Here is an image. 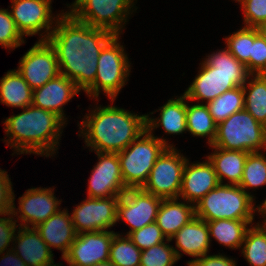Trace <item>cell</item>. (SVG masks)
Listing matches in <instances>:
<instances>
[{
	"label": "cell",
	"instance_id": "cell-46",
	"mask_svg": "<svg viewBox=\"0 0 266 266\" xmlns=\"http://www.w3.org/2000/svg\"><path fill=\"white\" fill-rule=\"evenodd\" d=\"M90 266H116V265H114L110 260H108L105 262L95 263Z\"/></svg>",
	"mask_w": 266,
	"mask_h": 266
},
{
	"label": "cell",
	"instance_id": "cell-17",
	"mask_svg": "<svg viewBox=\"0 0 266 266\" xmlns=\"http://www.w3.org/2000/svg\"><path fill=\"white\" fill-rule=\"evenodd\" d=\"M251 75H224L215 68L207 66L203 61L195 79L183 93L187 100L213 101L226 91L243 86Z\"/></svg>",
	"mask_w": 266,
	"mask_h": 266
},
{
	"label": "cell",
	"instance_id": "cell-38",
	"mask_svg": "<svg viewBox=\"0 0 266 266\" xmlns=\"http://www.w3.org/2000/svg\"><path fill=\"white\" fill-rule=\"evenodd\" d=\"M128 237L141 251L167 240L156 222L131 232Z\"/></svg>",
	"mask_w": 266,
	"mask_h": 266
},
{
	"label": "cell",
	"instance_id": "cell-16",
	"mask_svg": "<svg viewBox=\"0 0 266 266\" xmlns=\"http://www.w3.org/2000/svg\"><path fill=\"white\" fill-rule=\"evenodd\" d=\"M114 231H90L77 234L63 259L69 266H90L109 260Z\"/></svg>",
	"mask_w": 266,
	"mask_h": 266
},
{
	"label": "cell",
	"instance_id": "cell-34",
	"mask_svg": "<svg viewBox=\"0 0 266 266\" xmlns=\"http://www.w3.org/2000/svg\"><path fill=\"white\" fill-rule=\"evenodd\" d=\"M226 49L240 62H242L250 73V55L252 43L254 42V28L243 27L225 38Z\"/></svg>",
	"mask_w": 266,
	"mask_h": 266
},
{
	"label": "cell",
	"instance_id": "cell-9",
	"mask_svg": "<svg viewBox=\"0 0 266 266\" xmlns=\"http://www.w3.org/2000/svg\"><path fill=\"white\" fill-rule=\"evenodd\" d=\"M186 161L177 149L167 147L157 158L142 189L163 199H179Z\"/></svg>",
	"mask_w": 266,
	"mask_h": 266
},
{
	"label": "cell",
	"instance_id": "cell-10",
	"mask_svg": "<svg viewBox=\"0 0 266 266\" xmlns=\"http://www.w3.org/2000/svg\"><path fill=\"white\" fill-rule=\"evenodd\" d=\"M17 71L32 90L60 74L54 48L47 40L36 42L20 59Z\"/></svg>",
	"mask_w": 266,
	"mask_h": 266
},
{
	"label": "cell",
	"instance_id": "cell-4",
	"mask_svg": "<svg viewBox=\"0 0 266 266\" xmlns=\"http://www.w3.org/2000/svg\"><path fill=\"white\" fill-rule=\"evenodd\" d=\"M254 196L244 191L239 185L219 183L196 205V217L204 221L219 219L253 220L254 213H259V206L254 207Z\"/></svg>",
	"mask_w": 266,
	"mask_h": 266
},
{
	"label": "cell",
	"instance_id": "cell-31",
	"mask_svg": "<svg viewBox=\"0 0 266 266\" xmlns=\"http://www.w3.org/2000/svg\"><path fill=\"white\" fill-rule=\"evenodd\" d=\"M243 87L238 86L234 89L224 92L213 101L206 105L214 121L219 124L226 120L233 113L244 109Z\"/></svg>",
	"mask_w": 266,
	"mask_h": 266
},
{
	"label": "cell",
	"instance_id": "cell-21",
	"mask_svg": "<svg viewBox=\"0 0 266 266\" xmlns=\"http://www.w3.org/2000/svg\"><path fill=\"white\" fill-rule=\"evenodd\" d=\"M17 233L14 241L18 245L11 249H14L27 266H48L55 263L52 250L35 227L19 226Z\"/></svg>",
	"mask_w": 266,
	"mask_h": 266
},
{
	"label": "cell",
	"instance_id": "cell-29",
	"mask_svg": "<svg viewBox=\"0 0 266 266\" xmlns=\"http://www.w3.org/2000/svg\"><path fill=\"white\" fill-rule=\"evenodd\" d=\"M187 131L193 136L207 137L208 144L212 145L216 137L217 123L212 118L206 104L189 105L186 103Z\"/></svg>",
	"mask_w": 266,
	"mask_h": 266
},
{
	"label": "cell",
	"instance_id": "cell-36",
	"mask_svg": "<svg viewBox=\"0 0 266 266\" xmlns=\"http://www.w3.org/2000/svg\"><path fill=\"white\" fill-rule=\"evenodd\" d=\"M177 261L174 247L162 242L142 250L140 266H173Z\"/></svg>",
	"mask_w": 266,
	"mask_h": 266
},
{
	"label": "cell",
	"instance_id": "cell-39",
	"mask_svg": "<svg viewBox=\"0 0 266 266\" xmlns=\"http://www.w3.org/2000/svg\"><path fill=\"white\" fill-rule=\"evenodd\" d=\"M245 27L258 28L266 23V0H242Z\"/></svg>",
	"mask_w": 266,
	"mask_h": 266
},
{
	"label": "cell",
	"instance_id": "cell-30",
	"mask_svg": "<svg viewBox=\"0 0 266 266\" xmlns=\"http://www.w3.org/2000/svg\"><path fill=\"white\" fill-rule=\"evenodd\" d=\"M256 224L248 228L241 252L251 266H266V223Z\"/></svg>",
	"mask_w": 266,
	"mask_h": 266
},
{
	"label": "cell",
	"instance_id": "cell-26",
	"mask_svg": "<svg viewBox=\"0 0 266 266\" xmlns=\"http://www.w3.org/2000/svg\"><path fill=\"white\" fill-rule=\"evenodd\" d=\"M33 90L17 70L8 71L0 80V102L8 107L32 105Z\"/></svg>",
	"mask_w": 266,
	"mask_h": 266
},
{
	"label": "cell",
	"instance_id": "cell-44",
	"mask_svg": "<svg viewBox=\"0 0 266 266\" xmlns=\"http://www.w3.org/2000/svg\"><path fill=\"white\" fill-rule=\"evenodd\" d=\"M259 213L263 217V223H266V199L263 204L259 206Z\"/></svg>",
	"mask_w": 266,
	"mask_h": 266
},
{
	"label": "cell",
	"instance_id": "cell-19",
	"mask_svg": "<svg viewBox=\"0 0 266 266\" xmlns=\"http://www.w3.org/2000/svg\"><path fill=\"white\" fill-rule=\"evenodd\" d=\"M79 92L75 83L60 73L42 87L33 90L32 105L54 112L66 122L63 106Z\"/></svg>",
	"mask_w": 266,
	"mask_h": 266
},
{
	"label": "cell",
	"instance_id": "cell-28",
	"mask_svg": "<svg viewBox=\"0 0 266 266\" xmlns=\"http://www.w3.org/2000/svg\"><path fill=\"white\" fill-rule=\"evenodd\" d=\"M251 77L242 86L244 109L266 127V74H253Z\"/></svg>",
	"mask_w": 266,
	"mask_h": 266
},
{
	"label": "cell",
	"instance_id": "cell-3",
	"mask_svg": "<svg viewBox=\"0 0 266 266\" xmlns=\"http://www.w3.org/2000/svg\"><path fill=\"white\" fill-rule=\"evenodd\" d=\"M4 124L8 136L5 142L16 149L17 155L33 153L49 157L56 153L62 128L67 123L54 112L30 105L6 118Z\"/></svg>",
	"mask_w": 266,
	"mask_h": 266
},
{
	"label": "cell",
	"instance_id": "cell-20",
	"mask_svg": "<svg viewBox=\"0 0 266 266\" xmlns=\"http://www.w3.org/2000/svg\"><path fill=\"white\" fill-rule=\"evenodd\" d=\"M173 238H175V244L178 248L174 247L178 260L181 258L182 253L195 257L193 260L207 255L210 241H212L210 240L207 222L198 217L185 224L170 240H166L167 243L171 242Z\"/></svg>",
	"mask_w": 266,
	"mask_h": 266
},
{
	"label": "cell",
	"instance_id": "cell-43",
	"mask_svg": "<svg viewBox=\"0 0 266 266\" xmlns=\"http://www.w3.org/2000/svg\"><path fill=\"white\" fill-rule=\"evenodd\" d=\"M8 249L9 250L4 253L5 255H2V258H0L1 266H27L24 261L15 253L14 249Z\"/></svg>",
	"mask_w": 266,
	"mask_h": 266
},
{
	"label": "cell",
	"instance_id": "cell-23",
	"mask_svg": "<svg viewBox=\"0 0 266 266\" xmlns=\"http://www.w3.org/2000/svg\"><path fill=\"white\" fill-rule=\"evenodd\" d=\"M196 217L195 205L178 202V198L162 199L156 223L167 240L176 234L185 224Z\"/></svg>",
	"mask_w": 266,
	"mask_h": 266
},
{
	"label": "cell",
	"instance_id": "cell-12",
	"mask_svg": "<svg viewBox=\"0 0 266 266\" xmlns=\"http://www.w3.org/2000/svg\"><path fill=\"white\" fill-rule=\"evenodd\" d=\"M11 16L16 23L18 30L23 36H42L39 40H47L52 33L60 14L52 16L51 0H11ZM55 21V22H53ZM53 27V28H52ZM41 30H45L43 35Z\"/></svg>",
	"mask_w": 266,
	"mask_h": 266
},
{
	"label": "cell",
	"instance_id": "cell-6",
	"mask_svg": "<svg viewBox=\"0 0 266 266\" xmlns=\"http://www.w3.org/2000/svg\"><path fill=\"white\" fill-rule=\"evenodd\" d=\"M212 146L248 153L265 151L266 127L243 109L217 124Z\"/></svg>",
	"mask_w": 266,
	"mask_h": 266
},
{
	"label": "cell",
	"instance_id": "cell-1",
	"mask_svg": "<svg viewBox=\"0 0 266 266\" xmlns=\"http://www.w3.org/2000/svg\"><path fill=\"white\" fill-rule=\"evenodd\" d=\"M60 14L47 41L55 50L60 73L85 92L94 83L101 50L115 34L81 22L68 11Z\"/></svg>",
	"mask_w": 266,
	"mask_h": 266
},
{
	"label": "cell",
	"instance_id": "cell-25",
	"mask_svg": "<svg viewBox=\"0 0 266 266\" xmlns=\"http://www.w3.org/2000/svg\"><path fill=\"white\" fill-rule=\"evenodd\" d=\"M186 96L169 99L168 102L160 107V117L150 118L147 114L146 126L149 132L162 126L168 134H181L187 131L186 123Z\"/></svg>",
	"mask_w": 266,
	"mask_h": 266
},
{
	"label": "cell",
	"instance_id": "cell-27",
	"mask_svg": "<svg viewBox=\"0 0 266 266\" xmlns=\"http://www.w3.org/2000/svg\"><path fill=\"white\" fill-rule=\"evenodd\" d=\"M252 222L253 220L231 219L207 221L210 240L212 236L219 244L225 247L240 249L248 230V225L252 224Z\"/></svg>",
	"mask_w": 266,
	"mask_h": 266
},
{
	"label": "cell",
	"instance_id": "cell-13",
	"mask_svg": "<svg viewBox=\"0 0 266 266\" xmlns=\"http://www.w3.org/2000/svg\"><path fill=\"white\" fill-rule=\"evenodd\" d=\"M120 197H86L72 212V223L77 234L90 231H108L117 223V205Z\"/></svg>",
	"mask_w": 266,
	"mask_h": 266
},
{
	"label": "cell",
	"instance_id": "cell-42",
	"mask_svg": "<svg viewBox=\"0 0 266 266\" xmlns=\"http://www.w3.org/2000/svg\"><path fill=\"white\" fill-rule=\"evenodd\" d=\"M188 266H236L235 260L224 255H203L202 257L188 261Z\"/></svg>",
	"mask_w": 266,
	"mask_h": 266
},
{
	"label": "cell",
	"instance_id": "cell-7",
	"mask_svg": "<svg viewBox=\"0 0 266 266\" xmlns=\"http://www.w3.org/2000/svg\"><path fill=\"white\" fill-rule=\"evenodd\" d=\"M119 35H115L101 50L94 83L85 91L88 97L98 99L100 90L113 102L126 85L130 75V64Z\"/></svg>",
	"mask_w": 266,
	"mask_h": 266
},
{
	"label": "cell",
	"instance_id": "cell-37",
	"mask_svg": "<svg viewBox=\"0 0 266 266\" xmlns=\"http://www.w3.org/2000/svg\"><path fill=\"white\" fill-rule=\"evenodd\" d=\"M24 43V38L18 30L8 9H0V45L15 49Z\"/></svg>",
	"mask_w": 266,
	"mask_h": 266
},
{
	"label": "cell",
	"instance_id": "cell-47",
	"mask_svg": "<svg viewBox=\"0 0 266 266\" xmlns=\"http://www.w3.org/2000/svg\"><path fill=\"white\" fill-rule=\"evenodd\" d=\"M48 266H61V264H58V263H57V264H54V263H53V264L48 265Z\"/></svg>",
	"mask_w": 266,
	"mask_h": 266
},
{
	"label": "cell",
	"instance_id": "cell-32",
	"mask_svg": "<svg viewBox=\"0 0 266 266\" xmlns=\"http://www.w3.org/2000/svg\"><path fill=\"white\" fill-rule=\"evenodd\" d=\"M116 233L113 236L109 260L116 266H140L141 250L125 235Z\"/></svg>",
	"mask_w": 266,
	"mask_h": 266
},
{
	"label": "cell",
	"instance_id": "cell-15",
	"mask_svg": "<svg viewBox=\"0 0 266 266\" xmlns=\"http://www.w3.org/2000/svg\"><path fill=\"white\" fill-rule=\"evenodd\" d=\"M54 188H31L26 190L22 197H19V207L15 209V195L13 193L12 216H18L20 226L32 227L38 226L45 222L49 217L58 212L61 200L58 201L54 195ZM19 210V211H18ZM23 222V223H22Z\"/></svg>",
	"mask_w": 266,
	"mask_h": 266
},
{
	"label": "cell",
	"instance_id": "cell-2",
	"mask_svg": "<svg viewBox=\"0 0 266 266\" xmlns=\"http://www.w3.org/2000/svg\"><path fill=\"white\" fill-rule=\"evenodd\" d=\"M79 124L85 146L91 151L118 153L147 130V115H138L116 106L97 107ZM82 126V127H81Z\"/></svg>",
	"mask_w": 266,
	"mask_h": 266
},
{
	"label": "cell",
	"instance_id": "cell-45",
	"mask_svg": "<svg viewBox=\"0 0 266 266\" xmlns=\"http://www.w3.org/2000/svg\"><path fill=\"white\" fill-rule=\"evenodd\" d=\"M257 29H258L259 33L261 34V36L266 41V23L261 24Z\"/></svg>",
	"mask_w": 266,
	"mask_h": 266
},
{
	"label": "cell",
	"instance_id": "cell-24",
	"mask_svg": "<svg viewBox=\"0 0 266 266\" xmlns=\"http://www.w3.org/2000/svg\"><path fill=\"white\" fill-rule=\"evenodd\" d=\"M214 152L207 156L213 164L219 183L229 180V185H239L241 182L248 152L224 150L210 145Z\"/></svg>",
	"mask_w": 266,
	"mask_h": 266
},
{
	"label": "cell",
	"instance_id": "cell-18",
	"mask_svg": "<svg viewBox=\"0 0 266 266\" xmlns=\"http://www.w3.org/2000/svg\"><path fill=\"white\" fill-rule=\"evenodd\" d=\"M205 162L189 164L187 159L182 176V185L179 197L184 202L197 204L207 193L218 184V178L213 164L208 158Z\"/></svg>",
	"mask_w": 266,
	"mask_h": 266
},
{
	"label": "cell",
	"instance_id": "cell-11",
	"mask_svg": "<svg viewBox=\"0 0 266 266\" xmlns=\"http://www.w3.org/2000/svg\"><path fill=\"white\" fill-rule=\"evenodd\" d=\"M162 199L142 188H129L120 196L117 205V222L121 219L130 226L127 236L135 230L156 222Z\"/></svg>",
	"mask_w": 266,
	"mask_h": 266
},
{
	"label": "cell",
	"instance_id": "cell-33",
	"mask_svg": "<svg viewBox=\"0 0 266 266\" xmlns=\"http://www.w3.org/2000/svg\"><path fill=\"white\" fill-rule=\"evenodd\" d=\"M266 185V156L263 152H250L246 162L239 186L245 189L257 188Z\"/></svg>",
	"mask_w": 266,
	"mask_h": 266
},
{
	"label": "cell",
	"instance_id": "cell-14",
	"mask_svg": "<svg viewBox=\"0 0 266 266\" xmlns=\"http://www.w3.org/2000/svg\"><path fill=\"white\" fill-rule=\"evenodd\" d=\"M95 153L99 161L94 166L91 178L89 177L88 180V197H120L127 188L123 181L118 153Z\"/></svg>",
	"mask_w": 266,
	"mask_h": 266
},
{
	"label": "cell",
	"instance_id": "cell-8",
	"mask_svg": "<svg viewBox=\"0 0 266 266\" xmlns=\"http://www.w3.org/2000/svg\"><path fill=\"white\" fill-rule=\"evenodd\" d=\"M135 0H75L68 6L71 15L92 27L106 29L115 35L122 33ZM132 8V9H131ZM124 22V23H123Z\"/></svg>",
	"mask_w": 266,
	"mask_h": 266
},
{
	"label": "cell",
	"instance_id": "cell-35",
	"mask_svg": "<svg viewBox=\"0 0 266 266\" xmlns=\"http://www.w3.org/2000/svg\"><path fill=\"white\" fill-rule=\"evenodd\" d=\"M203 61L207 66L215 68L224 75H251L246 66L238 61L226 48L206 56Z\"/></svg>",
	"mask_w": 266,
	"mask_h": 266
},
{
	"label": "cell",
	"instance_id": "cell-22",
	"mask_svg": "<svg viewBox=\"0 0 266 266\" xmlns=\"http://www.w3.org/2000/svg\"><path fill=\"white\" fill-rule=\"evenodd\" d=\"M35 228L50 249L54 247L62 251L61 259L68 253L77 236L67 209L59 210Z\"/></svg>",
	"mask_w": 266,
	"mask_h": 266
},
{
	"label": "cell",
	"instance_id": "cell-40",
	"mask_svg": "<svg viewBox=\"0 0 266 266\" xmlns=\"http://www.w3.org/2000/svg\"><path fill=\"white\" fill-rule=\"evenodd\" d=\"M250 74H266V41L254 28V42L250 55Z\"/></svg>",
	"mask_w": 266,
	"mask_h": 266
},
{
	"label": "cell",
	"instance_id": "cell-5",
	"mask_svg": "<svg viewBox=\"0 0 266 266\" xmlns=\"http://www.w3.org/2000/svg\"><path fill=\"white\" fill-rule=\"evenodd\" d=\"M167 147L173 145L146 130L123 151L118 152L125 187L142 188L157 158Z\"/></svg>",
	"mask_w": 266,
	"mask_h": 266
},
{
	"label": "cell",
	"instance_id": "cell-41",
	"mask_svg": "<svg viewBox=\"0 0 266 266\" xmlns=\"http://www.w3.org/2000/svg\"><path fill=\"white\" fill-rule=\"evenodd\" d=\"M6 215L8 218L5 217ZM3 217H0V255L9 247L10 242H14L15 231L18 227L11 213L3 214Z\"/></svg>",
	"mask_w": 266,
	"mask_h": 266
}]
</instances>
